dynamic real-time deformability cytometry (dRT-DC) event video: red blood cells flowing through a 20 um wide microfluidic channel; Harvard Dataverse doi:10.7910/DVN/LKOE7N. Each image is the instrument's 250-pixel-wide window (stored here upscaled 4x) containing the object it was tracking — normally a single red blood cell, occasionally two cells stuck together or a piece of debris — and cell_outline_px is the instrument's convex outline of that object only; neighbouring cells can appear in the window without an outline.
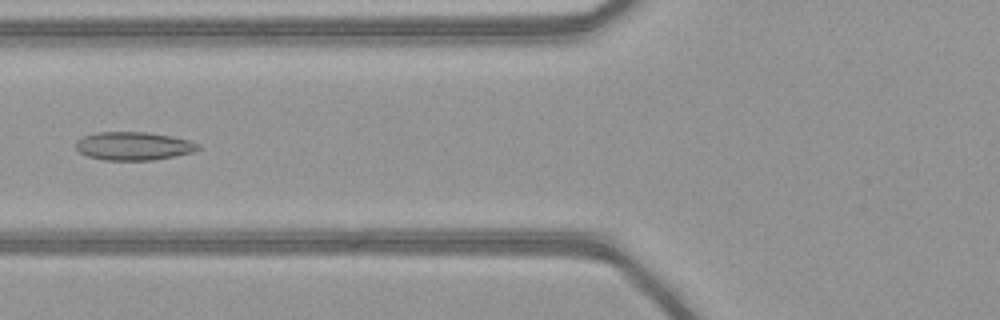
{"species": "common noctule bat (a hibernating species)", "species_latin": "Nyctalus noctula", "temperature_condition": "warm", "stored_images_in_passage": 49, "camera_frame_rate_fps": 3000, "um_per_image_px": 0.085, "animal": {"sex": "female", "body_mass_g": 21.9}, "frame": {"image": 1, "passage_image": 20, "time_ms": 6.333, "image_size_px": [1000, 320], "cell_outline_px": [[200, 148], [192, 152], [176, 156], [156, 160], [104, 160], [88, 156], [80, 152], [76, 148], [76, 140], [84, 136], [96, 132], [148, 132], [172, 136], [188, 140], [200, 144]], "centroid_in_image_um": [11.36, 12.41], "position_along_channel_um": 114.4, "area_um2": 20.23}}
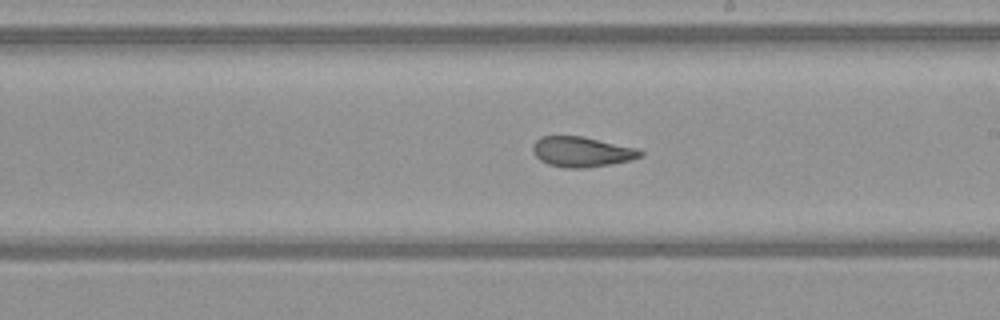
{"frame": {"image": 2, "passage_image": 29, "time_ms": 9.333, "image_size_px": [1000, 320], "cell_outline_px": [[644, 156], [632, 160], [612, 164], [584, 168], [564, 168], [548, 164], [540, 160], [532, 152], [532, 144], [540, 136], [580, 136], [640, 148], [644, 152]], "centroid_in_image_um": [49.48, 12.91], "position_along_channel_um": 239.5, "area_um2": 19.25}}
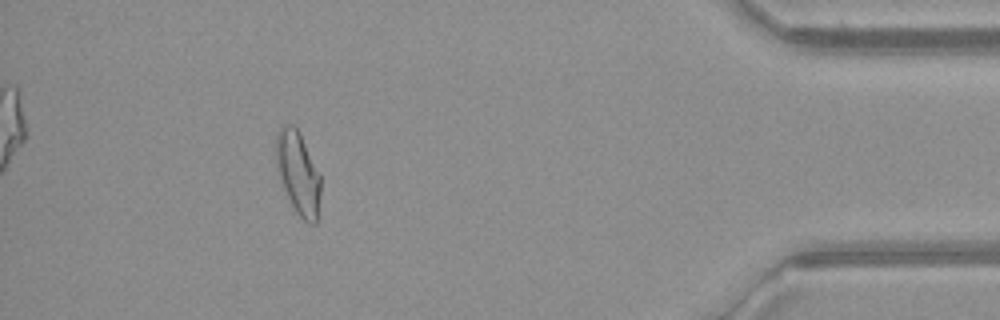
{"frame": {"image": 3, "passage_image": 45, "time_ms": 14.667, "image_size_px": [1000, 320], "cell_outline_px": [[320, 196], [316, 224], [308, 224], [296, 212], [284, 188], [276, 168], [276, 132], [280, 128], [288, 124], [292, 124], [300, 132], [320, 172]], "centroid_in_image_um": [25.35, 14.68], "position_along_channel_um": 409.8, "area_um2": 21.56}, "authors_computed_cell_mechanics": {"area_um2": 21.2126, "velocity_mm_per_s": 4.1604, "shape_relaxation_time_tau1_ms": null, "shape_relaxation_time_tau2_ms": 1.7617, "deformation_change_tau1": null, "deformation_change_tau2": 0.0788}}